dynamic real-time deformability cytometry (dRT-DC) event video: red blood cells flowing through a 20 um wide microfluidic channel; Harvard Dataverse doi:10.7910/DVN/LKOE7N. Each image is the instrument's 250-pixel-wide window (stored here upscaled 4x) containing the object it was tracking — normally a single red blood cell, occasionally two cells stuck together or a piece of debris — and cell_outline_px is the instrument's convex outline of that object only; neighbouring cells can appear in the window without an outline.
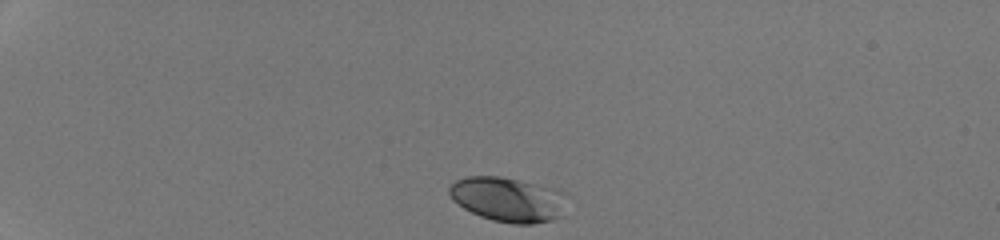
{"species": "human", "species_latin": "Homo sapiens", "temperature_condition": "room temperature", "stored_images_in_passage": 34, "camera_frame_rate_fps": 3000, "um_per_image_px": 0.085, "donor": {"sex": "male"}, "frame": {"image": 1, "passage_image": 1, "time_ms": 0.0, "image_size_px": [1000, 240], "cell_outline_px": [[568, 196], [556, 216], [552, 220], [532, 224], [512, 224], [492, 220], [480, 216], [464, 208], [452, 200], [448, 192], [448, 188], [456, 180], [468, 176], [500, 176], [560, 188], [568, 192]], "centroid_in_image_um": [43.18, 16.92], "position_along_channel_um": 41.8, "area_um2": 30.81}}
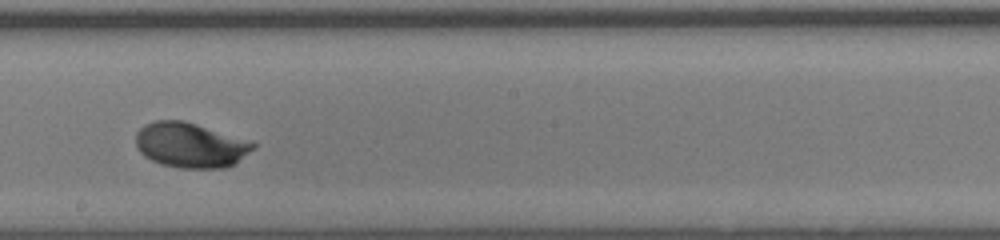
{"frame": {"image": 2, "passage_image": 20, "time_ms": 6.333, "image_size_px": [1000, 240], "cell_outline_px": [[256, 148], [236, 164], [224, 168], [180, 168], [160, 164], [144, 156], [136, 148], [136, 132], [144, 124], [152, 120], [184, 120], [252, 140], [256, 144]], "centroid_in_image_um": [16.22, 12.33], "position_along_channel_um": 232.0, "area_um2": 31.44}}
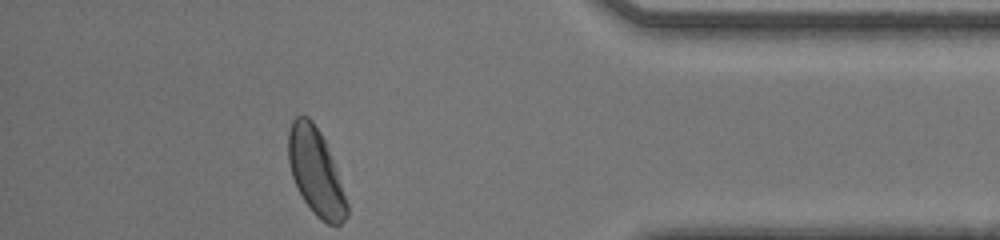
{"frame": {"image": 3, "passage_image": 34, "time_ms": 11.0, "image_size_px": [1000, 240], "cell_outline_px": [[348, 216], [340, 224], [328, 224], [320, 220], [312, 212], [304, 200], [292, 176], [288, 160], [288, 132], [292, 120], [296, 116], [308, 116], [312, 120], [320, 132], [324, 140], [332, 160], [348, 204]], "centroid_in_image_um": [26.82, 14.62], "position_along_channel_um": 408.4, "area_um2": 29.07}, "authors_computed_cell_mechanics": {"area_um2": 29.1023, "velocity_mm_per_s": 4.2544, "shape_relaxation_time_tau1_ms": 2.2516, "shape_relaxation_time_tau2_ms": null, "deformation_change_tau1": 0.1274, "deformation_change_tau2": null}}